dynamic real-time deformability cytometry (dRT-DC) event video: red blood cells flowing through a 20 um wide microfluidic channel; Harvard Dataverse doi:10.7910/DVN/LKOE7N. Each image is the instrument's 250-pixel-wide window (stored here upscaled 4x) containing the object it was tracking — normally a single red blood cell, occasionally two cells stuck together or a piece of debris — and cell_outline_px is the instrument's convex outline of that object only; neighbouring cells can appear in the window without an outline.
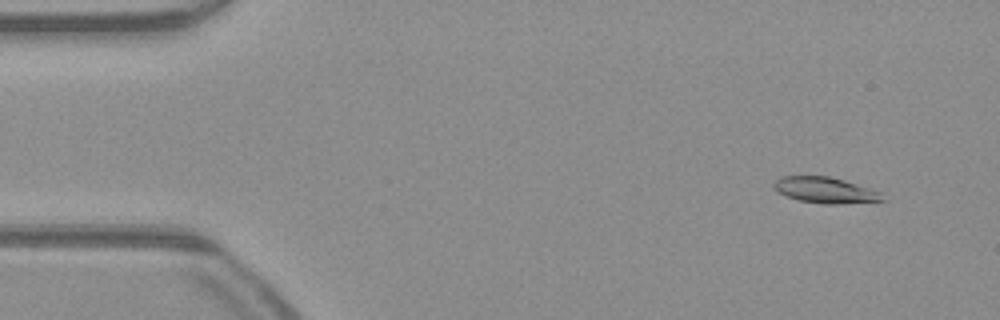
{"species": "common noctule bat (a hibernating species)", "species_latin": "Nyctalus noctula", "temperature_condition": "warm", "stored_images_in_passage": 51, "camera_frame_rate_fps": 3000, "um_per_image_px": 0.085, "animal": {"sex": "male", "body_mass_g": 23.1, "forearm_length_mm": 52.7}, "frame": {"image": 1, "passage_image": 4, "time_ms": 1.0, "image_size_px": [1000, 320], "cell_outline_px": [[884, 200], [836, 204], [824, 204], [796, 200], [772, 188], [772, 184], [780, 176], [828, 176], [844, 180], [880, 192]], "centroid_in_image_um": [70.08, 16.16], "position_along_channel_um": 14.9, "area_um2": 16.18}}
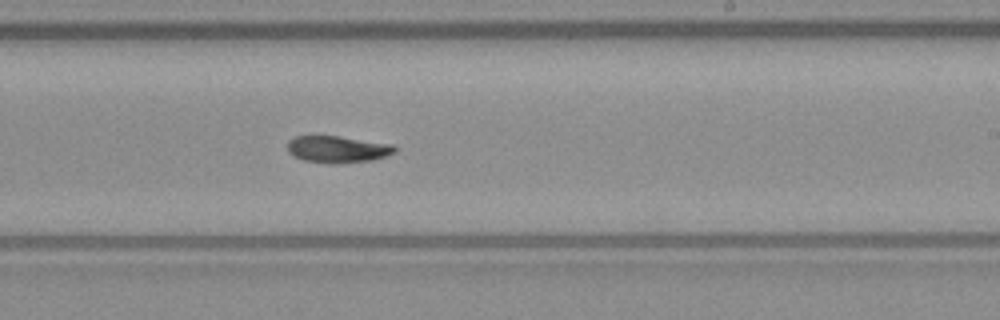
{"frame": {"image": 2, "passage_image": 30, "time_ms": 9.667, "image_size_px": [1000, 320], "cell_outline_px": [[396, 152], [372, 160], [336, 164], [332, 164], [304, 160], [288, 152], [288, 140], [292, 136], [340, 136], [392, 144], [396, 148]], "centroid_in_image_um": [28.68, 12.68], "position_along_channel_um": 260.3, "area_um2": 16.76}}
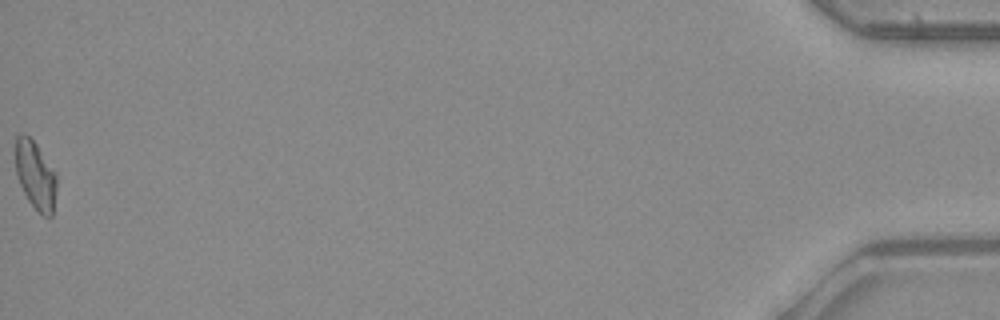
{"frame": {"image": 3, "passage_image": 51, "time_ms": 16.667, "image_size_px": [1000, 320], "cell_outline_px": [[56, 188], [52, 216], [48, 220], [28, 200], [20, 184], [16, 172], [16, 136], [20, 132], [24, 132], [36, 144], [56, 172]], "centroid_in_image_um": [3.02, 14.88], "position_along_channel_um": 432.2, "area_um2": 16.24}, "authors_computed_cell_mechanics": {"area_um2": 16.8776, "velocity_mm_per_s": 4.0587, "shape_relaxation_time_tau1_ms": 3.611, "shape_relaxation_time_tau2_ms": null, "deformation_change_tau1": 0.1671, "deformation_change_tau2": null}}